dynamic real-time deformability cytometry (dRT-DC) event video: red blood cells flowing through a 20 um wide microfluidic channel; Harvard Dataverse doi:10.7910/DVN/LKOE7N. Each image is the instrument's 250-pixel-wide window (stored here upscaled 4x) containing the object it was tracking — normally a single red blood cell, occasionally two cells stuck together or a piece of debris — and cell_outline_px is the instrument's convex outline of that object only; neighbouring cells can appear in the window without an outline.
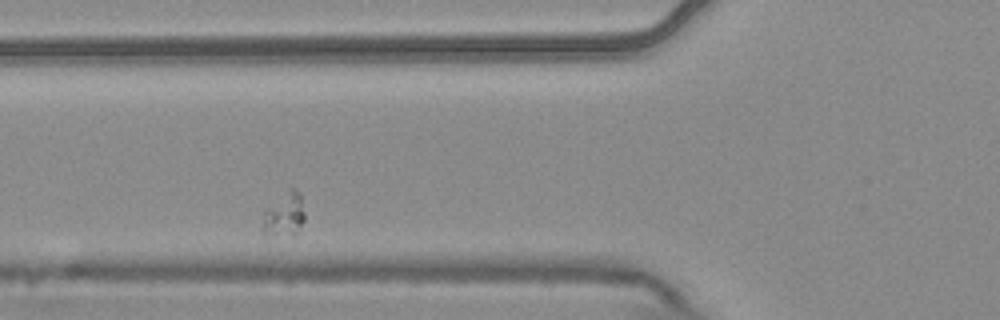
{"species": "common noctule bat (a hibernating species)", "species_latin": "Nyctalus noctula", "temperature_condition": "warm", "stored_images_in_passage": 4, "camera_frame_rate_fps": 3000, "um_per_image_px": 0.085, "animal": {"sex": "male", "body_mass_g": 20.4}, "frame": {"image": 1, "passage_image": 2, "time_ms": 0.333, "image_size_px": [1000, 320], "cell_outline_px": [[304, 220], [296, 236], [268, 236], [260, 228], [264, 212], [288, 188], [292, 188], [300, 192], [304, 212]], "centroid_in_image_um": [24.16, 18.3], "position_along_channel_um": 101.6, "area_um2": 11.04}}
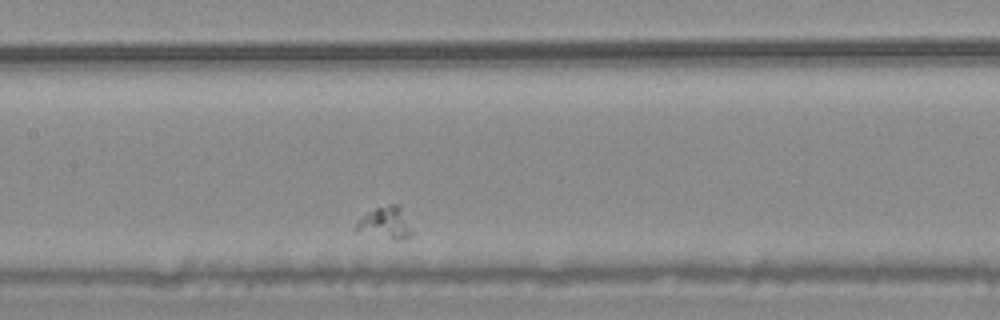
{"frame": {"image": 2, "passage_image": 4, "time_ms": 1.0, "image_size_px": [1000, 320], "cell_outline_px": [[412, 236], [396, 240], [356, 232], [356, 220], [360, 216], [376, 208], [388, 204], [400, 204], [412, 232]], "centroid_in_image_um": [32.72, 18.94], "position_along_channel_um": 174.7, "area_um2": 10.46}}